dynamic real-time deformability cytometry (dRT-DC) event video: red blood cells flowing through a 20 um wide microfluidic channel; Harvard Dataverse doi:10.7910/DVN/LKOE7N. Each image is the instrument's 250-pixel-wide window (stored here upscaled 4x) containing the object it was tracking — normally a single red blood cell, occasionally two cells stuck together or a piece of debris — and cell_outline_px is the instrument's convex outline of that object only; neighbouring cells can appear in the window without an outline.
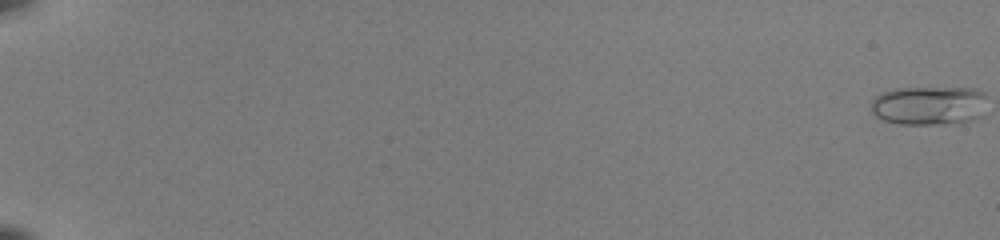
{"species": "common noctule bat (a hibernating species)", "species_latin": "Nyctalus noctula", "temperature_condition": "room temperature", "stored_images_in_passage": 54, "camera_frame_rate_fps": 3000, "um_per_image_px": 0.085, "animal": {"sex": "female", "body_mass_g": 22.0, "forearm_length_mm": 56.7}, "frame": {"image": 1, "passage_image": 1, "time_ms": 0.0, "image_size_px": [1000, 240], "cell_outline_px": [[984, 96], [968, 120], [960, 124], [900, 124], [884, 120], [876, 116], [872, 112], [872, 104], [876, 96], [884, 92], [900, 88], [968, 88], [984, 92]], "centroid_in_image_um": [78.8, 8.96], "position_along_channel_um": 6.2, "area_um2": 25.14}}
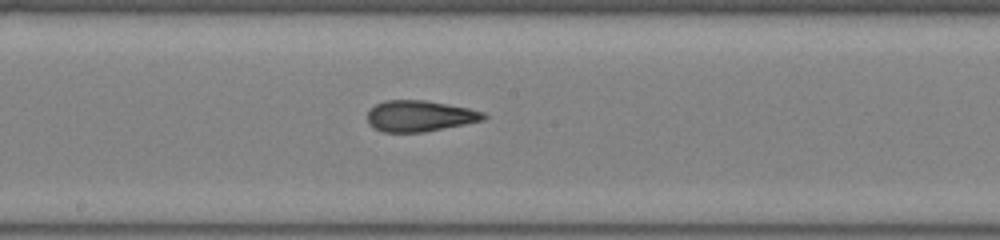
{"frame": {"image": 2, "passage_image": 33, "time_ms": 10.667, "image_size_px": [1000, 240], "cell_outline_px": [[488, 116], [484, 120], [424, 132], [384, 132], [372, 128], [368, 124], [368, 112], [376, 104], [384, 100], [424, 100], [468, 108], [484, 112]], "centroid_in_image_um": [35.66, 9.86], "position_along_channel_um": 212.5, "area_um2": 20.98}}
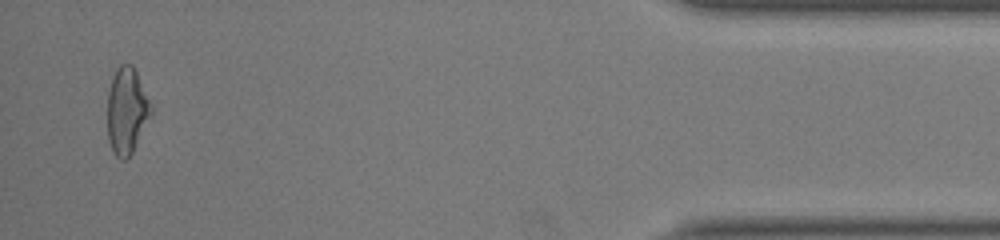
{"frame": {"image": 3, "passage_image": 53, "time_ms": 17.333, "image_size_px": [1000, 240], "cell_outline_px": [[152, 112], [132, 152], [124, 160], [120, 160], [116, 156], [108, 140], [108, 92], [112, 76], [116, 68], [120, 64], [132, 64], [152, 104]], "centroid_in_image_um": [10.77, 9.38], "position_along_channel_um": 424.4, "area_um2": 21.73}, "authors_computed_cell_mechanics": {"area_um2": 21.2126, "velocity_mm_per_s": 4.037, "shape_relaxation_time_tau1_ms": null, "shape_relaxation_time_tau2_ms": 1.5183, "deformation_change_tau1": null, "deformation_change_tau2": 0.0977}}